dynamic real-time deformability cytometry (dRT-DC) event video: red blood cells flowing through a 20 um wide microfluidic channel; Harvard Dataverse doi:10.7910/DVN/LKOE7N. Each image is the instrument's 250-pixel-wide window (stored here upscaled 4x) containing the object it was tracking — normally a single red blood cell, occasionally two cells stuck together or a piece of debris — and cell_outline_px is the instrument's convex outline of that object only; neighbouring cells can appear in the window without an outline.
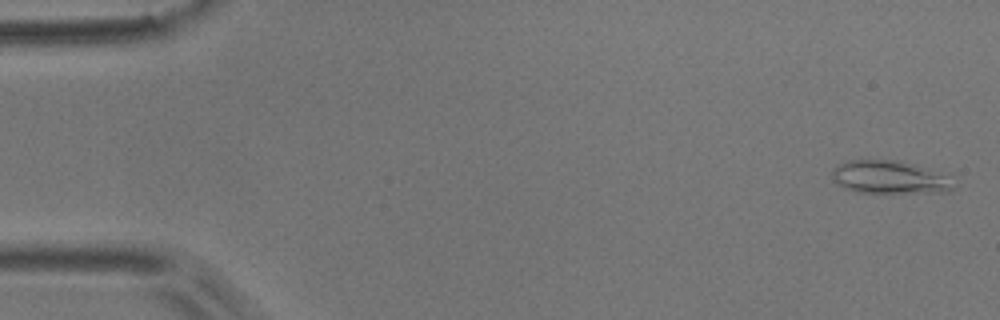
{"species": "common noctule bat (a hibernating species)", "species_latin": "Nyctalus noctula", "temperature_condition": "room temperature", "stored_images_in_passage": 5, "camera_frame_rate_fps": 3000, "um_per_image_px": 0.085, "animal": {"sex": "male", "body_mass_g": 17.9}, "frame": {"image": 1, "passage_image": 1, "time_ms": 0.0, "image_size_px": [1000, 320], "cell_outline_px": [[952, 188], [948, 192], [856, 192], [844, 188], [836, 184], [832, 180], [832, 168], [844, 160], [900, 160], [916, 164], [940, 176]], "centroid_in_image_um": [75.38, 15.05], "position_along_channel_um": 9.6, "area_um2": 22.66}}